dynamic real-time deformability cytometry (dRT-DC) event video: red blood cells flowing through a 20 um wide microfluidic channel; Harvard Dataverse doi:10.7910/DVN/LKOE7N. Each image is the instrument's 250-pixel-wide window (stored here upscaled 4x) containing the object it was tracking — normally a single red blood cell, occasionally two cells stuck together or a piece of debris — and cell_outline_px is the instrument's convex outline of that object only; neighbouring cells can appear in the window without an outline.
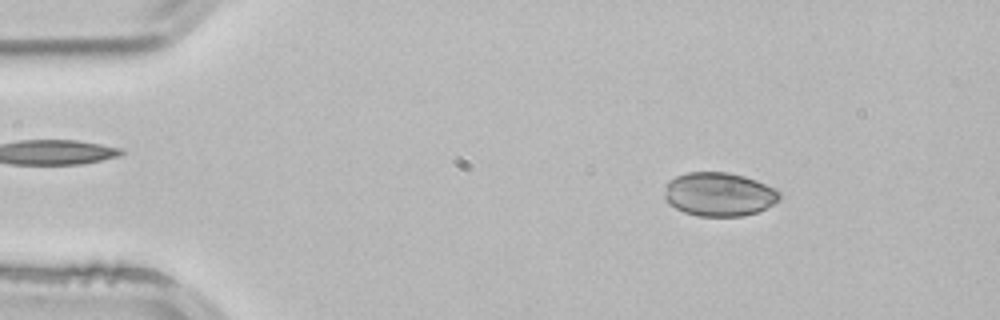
{"species": "common noctule bat (a hibernating species)", "species_latin": "Nyctalus noctula", "temperature_condition": "room temperature", "stored_images_in_passage": 52, "camera_frame_rate_fps": 3000, "um_per_image_px": 0.085, "animal": {"sex": "male", "body_mass_g": 21.5, "forearm_length_mm": 52.0}, "frame": {"image": 1, "passage_image": 7, "time_ms": 2.0, "image_size_px": [1000, 320], "cell_outline_px": [[780, 200], [756, 212], [744, 216], [696, 216], [684, 212], [668, 204], [664, 200], [664, 196], [668, 180], [676, 176], [688, 172], [728, 172], [744, 176], [756, 180], [776, 188], [780, 192]], "centroid_in_image_um": [61.1, 16.51], "position_along_channel_um": 23.9, "area_um2": 29.48}}
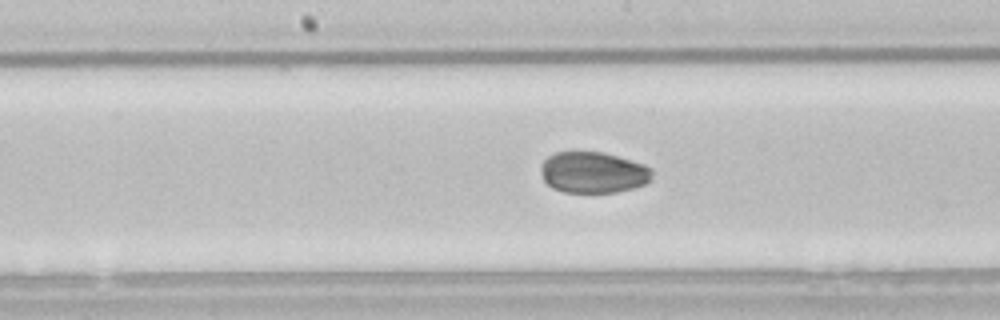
{"frame": {"image": 2, "passage_image": 26, "time_ms": 8.333, "image_size_px": [1000, 320], "cell_outline_px": [[652, 176], [644, 184], [632, 188], [616, 192], [564, 192], [552, 188], [544, 180], [540, 168], [540, 164], [548, 156], [556, 152], [604, 152], [644, 164], [652, 168]], "centroid_in_image_um": [50.4, 14.65], "position_along_channel_um": 197.8, "area_um2": 26.65}}
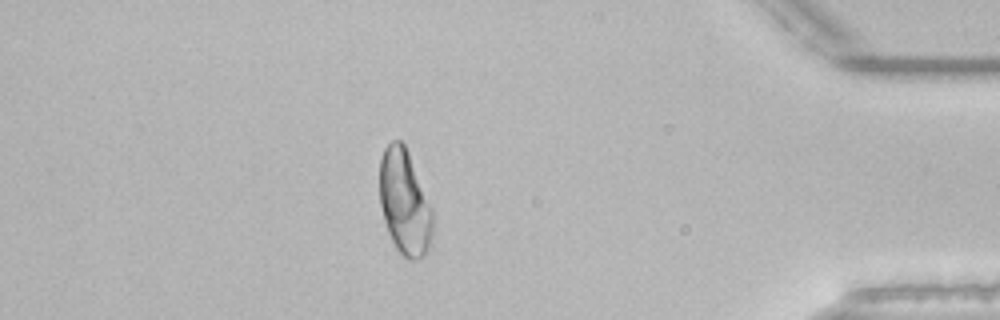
{"frame": {"image": 3, "passage_image": 45, "time_ms": 14.667, "image_size_px": [1000, 320], "cell_outline_px": [[432, 236], [428, 248], [424, 256], [416, 260], [408, 260], [396, 248], [388, 232], [384, 220], [380, 204], [380, 160], [384, 148], [392, 140], [400, 140], [404, 144], [408, 152], [432, 208]], "centroid_in_image_um": [34.38, 17.21], "position_along_channel_um": 400.8, "area_um2": 32.31}, "authors_computed_cell_mechanics": {"area_um2": 29.3913, "velocity_mm_per_s": 3.8721, "shape_relaxation_time_tau1_ms": 4.4568, "shape_relaxation_time_tau2_ms": 1.0969, "deformation_change_tau1": 0.0949, "deformation_change_tau2": 0.0194}}